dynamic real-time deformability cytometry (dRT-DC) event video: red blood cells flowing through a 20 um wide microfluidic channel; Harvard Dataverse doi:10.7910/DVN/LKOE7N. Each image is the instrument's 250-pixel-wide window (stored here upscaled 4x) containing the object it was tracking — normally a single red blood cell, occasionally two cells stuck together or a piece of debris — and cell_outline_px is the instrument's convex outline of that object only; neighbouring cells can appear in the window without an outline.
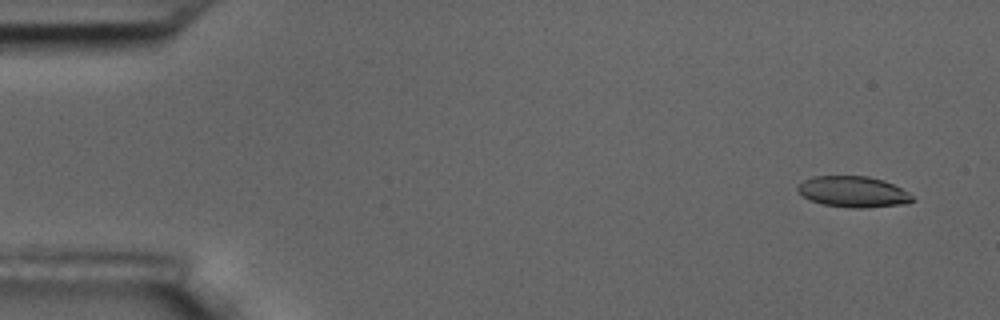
{"species": "common noctule bat (a hibernating species)", "species_latin": "Nyctalus noctula", "temperature_condition": "room temperature", "stored_images_in_passage": 5, "camera_frame_rate_fps": 3000, "um_per_image_px": 0.085, "animal": {"sex": "male", "body_mass_g": 17.5, "forearm_length_mm": 52.3}, "frame": {"image": 1, "passage_image": 2, "time_ms": 1.0, "image_size_px": [1000, 320], "cell_outline_px": [[916, 200], [908, 204], [868, 208], [852, 208], [824, 204], [812, 200], [804, 196], [796, 188], [804, 180], [812, 176], [868, 176], [884, 180], [908, 192]], "centroid_in_image_um": [72.58, 16.3], "position_along_channel_um": 12.4, "area_um2": 20.69}}
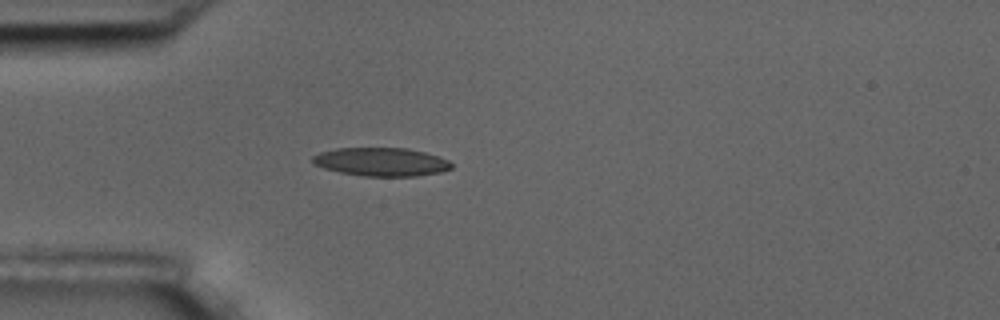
{"frame": {"image": 2, "passage_image": 5, "time_ms": 5.333, "image_size_px": [1000, 320], "cell_outline_px": [[452, 168], [440, 172], [416, 176], [364, 176], [340, 172], [324, 168], [316, 164], [312, 160], [312, 156], [320, 152], [336, 148], [408, 148], [424, 152], [448, 160], [452, 164]], "centroid_in_image_um": [32.4, 13.75], "position_along_channel_um": 52.6, "area_um2": 22.83}}